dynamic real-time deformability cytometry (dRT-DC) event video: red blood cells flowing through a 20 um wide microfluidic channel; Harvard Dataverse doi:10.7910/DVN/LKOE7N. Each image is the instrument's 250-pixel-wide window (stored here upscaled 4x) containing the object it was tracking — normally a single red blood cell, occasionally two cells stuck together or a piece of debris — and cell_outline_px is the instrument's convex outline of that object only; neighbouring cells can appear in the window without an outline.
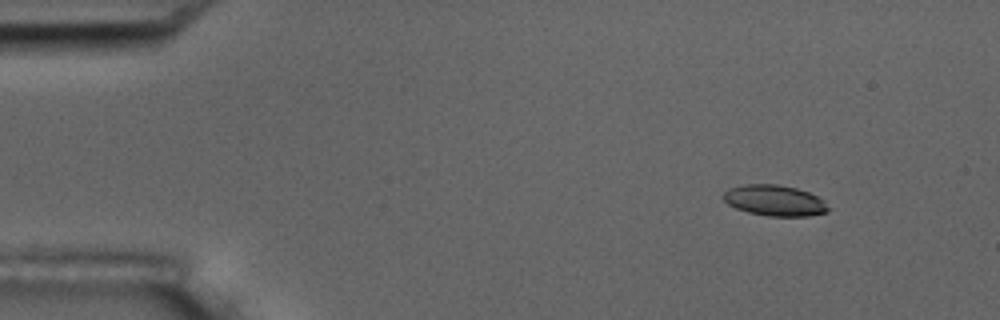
{"species": "common noctule bat (a hibernating species)", "species_latin": "Nyctalus noctula", "temperature_condition": "room temperature", "stored_images_in_passage": 5, "camera_frame_rate_fps": 3000, "um_per_image_px": 0.085, "animal": {"sex": "male", "body_mass_g": 17.5, "forearm_length_mm": 52.3}, "frame": {"image": 1, "passage_image": 1, "time_ms": 0.0, "image_size_px": [1000, 320], "cell_outline_px": [[832, 208], [828, 212], [808, 216], [768, 216], [748, 212], [736, 208], [728, 204], [720, 196], [728, 188], [744, 184], [776, 184], [796, 188], [808, 192], [824, 200]], "centroid_in_image_um": [65.85, 17.04], "position_along_channel_um": 19.2, "area_um2": 19.07}}
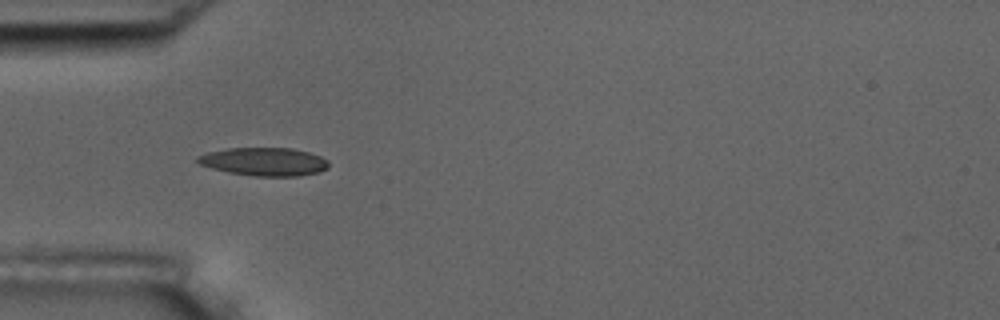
{"frame": {"image": 2, "passage_image": 4, "time_ms": 3.667, "image_size_px": [1000, 320], "cell_outline_px": [[328, 168], [320, 172], [300, 176], [252, 176], [228, 172], [212, 168], [200, 164], [196, 160], [196, 156], [208, 152], [228, 148], [292, 148], [308, 152], [320, 156], [328, 160]], "centroid_in_image_um": [22.46, 13.74], "position_along_channel_um": 62.5, "area_um2": 21.62}}